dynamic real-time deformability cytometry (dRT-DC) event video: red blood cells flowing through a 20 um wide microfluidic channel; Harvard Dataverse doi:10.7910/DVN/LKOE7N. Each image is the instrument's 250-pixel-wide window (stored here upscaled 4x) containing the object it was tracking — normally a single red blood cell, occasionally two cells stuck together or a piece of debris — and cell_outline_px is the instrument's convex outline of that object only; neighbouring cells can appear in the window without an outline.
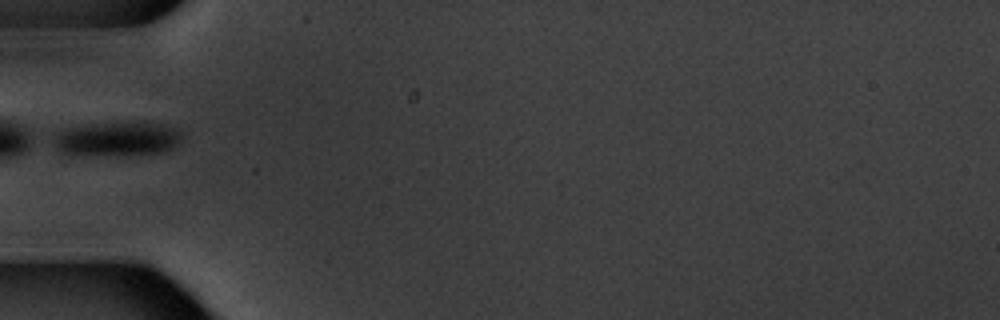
{"species": "common noctule bat (a hibernating species)", "species_latin": "Nyctalus noctula", "temperature_condition": "warm", "stored_images_in_passage": 12, "camera_frame_rate_fps": 3000, "um_per_image_px": 0.085, "animal": {"sex": "male", "body_mass_g": 20.1, "forearm_length_mm": 53.5}, "frame": {"image": 1, "passage_image": 6, "time_ms": 6.667, "image_size_px": [1000, 320], "cell_outline_px": [[184, 136], [172, 148], [164, 152], [60, 152], [56, 144], [56, 136], [60, 132], [68, 128], [88, 124], [124, 120], [164, 124], [176, 128]], "centroid_in_image_um": [10.09, 11.69], "position_along_channel_um": 74.9, "area_um2": 24.33}}
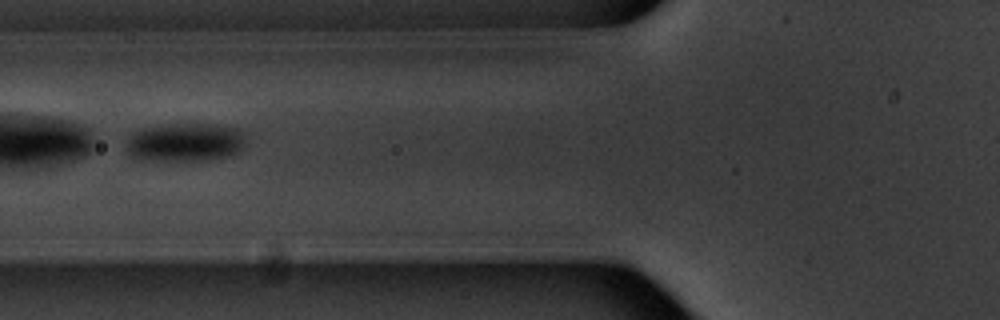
{"frame": {"image": 2, "passage_image": 7, "time_ms": 7.667, "image_size_px": [1000, 320], "cell_outline_px": [[244, 144], [232, 156], [196, 160], [160, 160], [132, 156], [128, 152], [128, 140], [132, 132], [144, 128], [168, 124], [216, 124], [240, 128], [244, 136]], "centroid_in_image_um": [15.78, 12.06], "position_along_channel_um": 110.0, "area_um2": 26.41}}
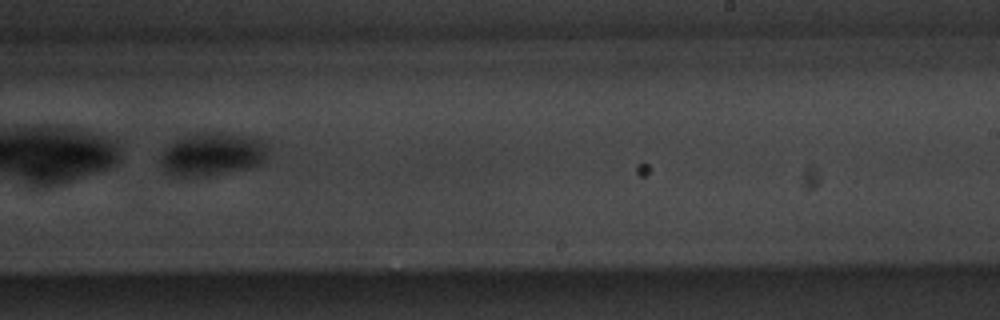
{"frame": {"image": 3, "passage_image": 11, "time_ms": 12.333, "image_size_px": [1000, 320], "cell_outline_px": [[264, 160], [260, 164], [248, 168], [204, 176], [180, 176], [168, 172], [160, 160], [160, 156], [168, 144], [184, 136], [200, 132], [220, 132], [248, 136], [264, 140]], "centroid_in_image_um": [18.02, 13.08], "position_along_channel_um": 271.0, "area_um2": 26.47}}